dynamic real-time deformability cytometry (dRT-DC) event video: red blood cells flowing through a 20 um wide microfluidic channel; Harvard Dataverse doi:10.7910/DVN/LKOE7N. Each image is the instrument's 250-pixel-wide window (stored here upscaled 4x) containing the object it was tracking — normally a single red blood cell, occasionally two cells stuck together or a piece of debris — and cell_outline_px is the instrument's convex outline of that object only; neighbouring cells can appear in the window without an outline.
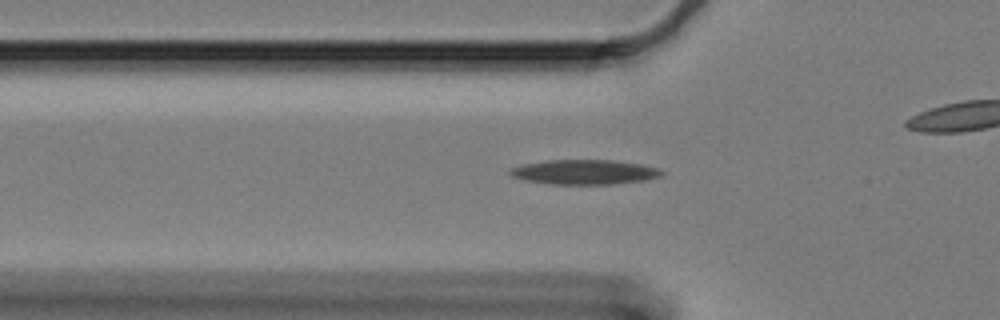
{"species": "Egyptian fruit bat (a non-hibernating species)", "species_latin": "Rousettus aegyptiacus", "temperature_condition": "cold", "stored_images_in_passage": 48, "camera_frame_rate_fps": 3000, "um_per_image_px": 0.085, "animal": {"sex": "female"}, "frame": {"image": 1, "passage_image": 13, "time_ms": 4.0, "image_size_px": [1000, 320], "cell_outline_px": [[664, 172], [660, 176], [644, 180], [612, 184], [548, 184], [524, 180], [512, 176], [508, 172], [512, 168], [524, 164], [548, 160], [608, 160], [640, 164], [660, 168]], "centroid_in_image_um": [49.67, 14.63], "position_along_channel_um": 76.1, "area_um2": 21.68}}
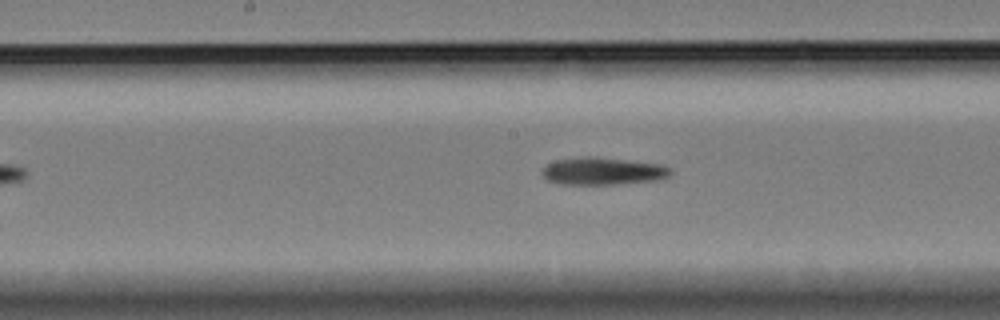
{"frame": {"image": 2, "passage_image": 24, "time_ms": 7.667, "image_size_px": [1000, 320], "cell_outline_px": [[672, 172], [668, 176], [660, 180], [612, 184], [564, 184], [548, 180], [544, 176], [544, 168], [548, 164], [556, 160], [584, 156], [592, 156], [660, 164], [668, 168]], "centroid_in_image_um": [51.26, 14.54], "position_along_channel_um": 196.9, "area_um2": 20.17}}
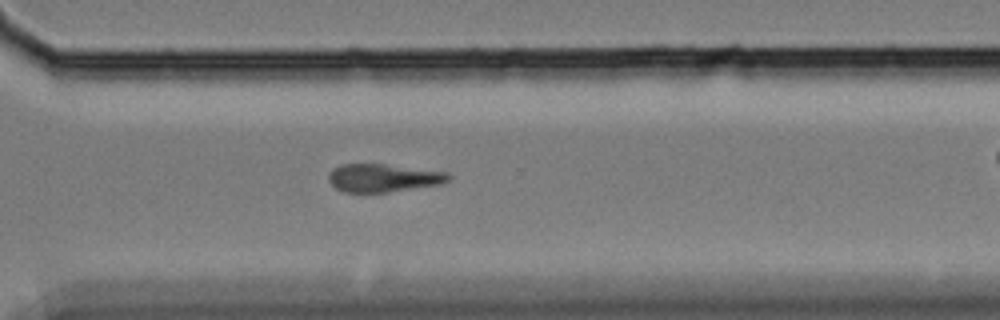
{"frame": {"image": 3, "passage_image": 37, "time_ms": 12.0, "image_size_px": [1000, 320], "cell_outline_px": [[452, 180], [440, 184], [388, 192], [344, 192], [336, 188], [328, 180], [328, 176], [340, 164], [384, 164], [448, 172], [452, 176]], "centroid_in_image_um": [32.63, 15.12], "position_along_channel_um": 338.0, "area_um2": 19.48}}